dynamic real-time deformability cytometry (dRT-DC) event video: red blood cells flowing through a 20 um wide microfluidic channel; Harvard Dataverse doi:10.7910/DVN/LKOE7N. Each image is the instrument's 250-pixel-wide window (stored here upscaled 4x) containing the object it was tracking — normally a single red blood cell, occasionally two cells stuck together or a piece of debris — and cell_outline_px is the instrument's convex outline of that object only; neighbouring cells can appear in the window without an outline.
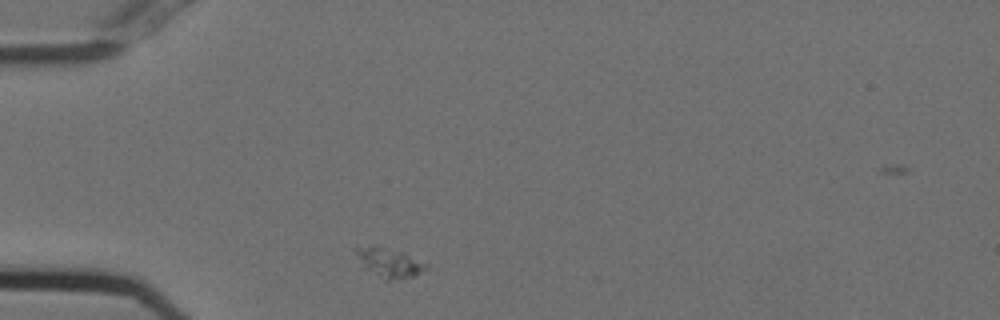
{"species": "Egyptian fruit bat (a non-hibernating species)", "species_latin": "Rousettus aegyptiacus", "temperature_condition": "cold", "stored_images_in_passage": 43, "camera_frame_rate_fps": 3000, "um_per_image_px": 0.085, "animal": {"sex": "female"}, "frame": {"image": 1, "passage_image": 1, "time_ms": 0.0, "image_size_px": [1000, 320], "cell_outline_px": [[424, 268], [420, 272], [412, 276], [388, 280], [384, 280], [368, 268], [352, 248], [384, 248], [404, 252], [424, 264]], "centroid_in_image_um": [33.11, 22.34], "position_along_channel_um": 51.9, "area_um2": 10.69}}
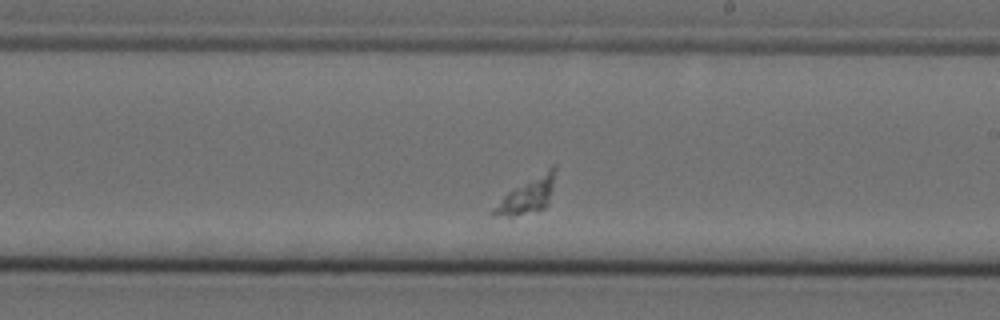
{"frame": {"image": 2, "passage_image": 19, "time_ms": 6.0, "image_size_px": [1000, 320], "cell_outline_px": [[556, 168], [552, 188], [548, 204], [544, 208], [512, 216], [508, 216], [488, 212], [508, 192], [552, 164], [556, 164]], "centroid_in_image_um": [44.87, 16.56], "position_along_channel_um": 244.1, "area_um2": 12.43}}
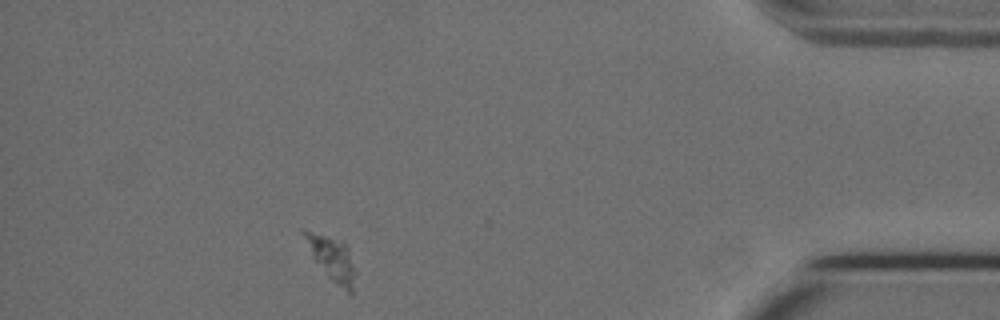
{"frame": {"image": 3, "passage_image": 37, "time_ms": 12.0, "image_size_px": [1000, 320], "cell_outline_px": [[356, 272], [352, 292], [348, 292], [336, 284], [328, 276], [312, 256], [300, 232], [300, 228], [304, 228], [344, 244], [348, 248]], "centroid_in_image_um": [28.18, 21.97], "position_along_channel_um": 407.0, "area_um2": 12.72}}